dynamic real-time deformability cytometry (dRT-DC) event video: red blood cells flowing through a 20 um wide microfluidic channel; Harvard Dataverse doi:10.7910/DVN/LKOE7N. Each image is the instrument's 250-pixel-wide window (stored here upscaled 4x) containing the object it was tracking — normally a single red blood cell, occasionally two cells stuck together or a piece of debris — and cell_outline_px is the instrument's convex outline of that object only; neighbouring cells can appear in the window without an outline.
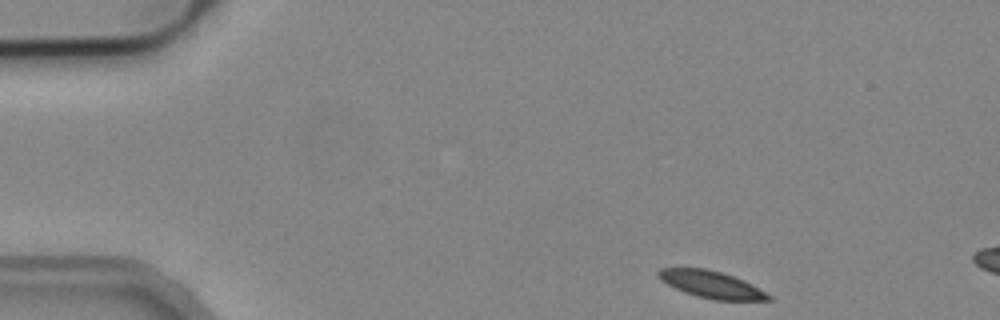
{"species": "common noctule bat (a hibernating species)", "species_latin": "Nyctalus noctula", "temperature_condition": "cold", "stored_images_in_passage": 3, "camera_frame_rate_fps": 3000, "um_per_image_px": 0.085, "animal": {"sex": "male", "body_mass_g": 19.2, "forearm_length_mm": 51.8}, "frame": {"image": 1, "passage_image": 1, "time_ms": 0.0, "image_size_px": [1000, 320], "cell_outline_px": [[772, 300], [712, 300], [696, 296], [684, 292], [660, 280], [656, 272], [660, 268], [704, 268], [720, 272], [732, 276], [752, 284], [772, 296]], "centroid_in_image_um": [60.45, 24.19], "position_along_channel_um": 24.5, "area_um2": 17.22}}